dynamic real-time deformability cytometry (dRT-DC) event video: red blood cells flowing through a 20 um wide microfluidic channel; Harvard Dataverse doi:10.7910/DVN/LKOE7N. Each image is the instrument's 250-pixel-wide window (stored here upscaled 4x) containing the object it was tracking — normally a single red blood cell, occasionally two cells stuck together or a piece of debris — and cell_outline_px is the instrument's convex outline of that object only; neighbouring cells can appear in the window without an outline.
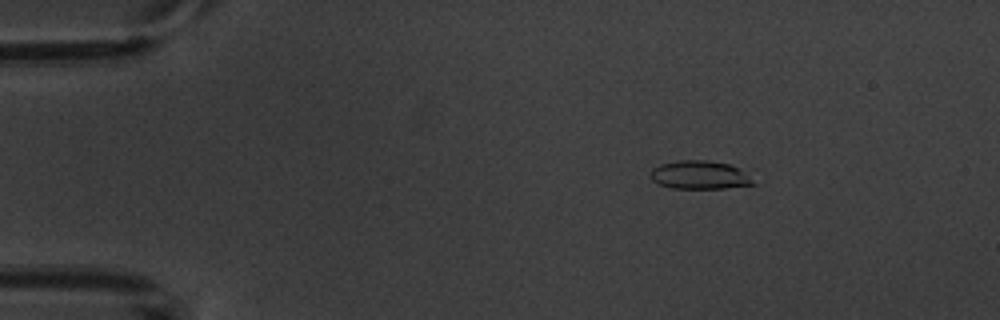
{"species": "common noctule bat (a hibernating species)", "species_latin": "Nyctalus noctula", "temperature_condition": "warm", "stored_images_in_passage": 5, "segment_of_instrument_passage": [1, 2], "camera_frame_rate_fps": 3000, "um_per_image_px": 0.085, "animal": {"sex": "male", "body_mass_g": 20.1, "forearm_length_mm": 53.5}, "frame": {"image": 1, "passage_image": 2, "time_ms": 1.0, "image_size_px": [1000, 320], "cell_outline_px": [[756, 184], [724, 188], [672, 188], [660, 184], [652, 180], [648, 176], [652, 168], [660, 164], [680, 160], [708, 160], [732, 164], [752, 180]], "centroid_in_image_um": [59.41, 14.86], "position_along_channel_um": 25.6, "area_um2": 16.88}}
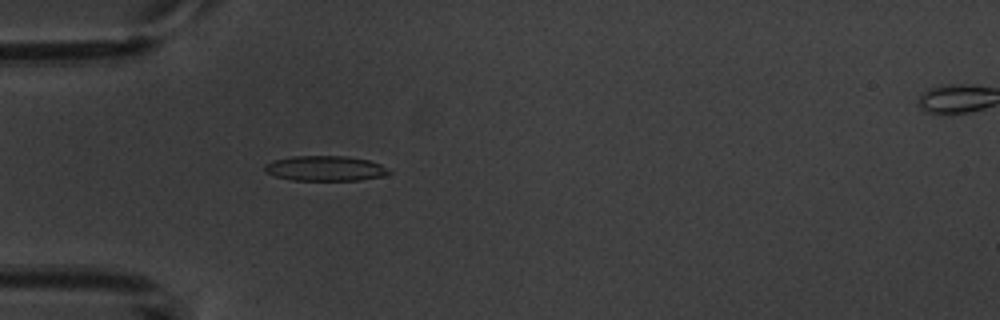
{"frame": {"image": 2, "passage_image": 4, "time_ms": 3.667, "image_size_px": [1000, 320], "cell_outline_px": [[392, 172], [384, 176], [360, 180], [292, 180], [276, 176], [264, 172], [264, 164], [272, 160], [292, 156], [348, 156], [368, 160], [380, 164]], "centroid_in_image_um": [27.62, 14.31], "position_along_channel_um": 57.4, "area_um2": 18.26}}